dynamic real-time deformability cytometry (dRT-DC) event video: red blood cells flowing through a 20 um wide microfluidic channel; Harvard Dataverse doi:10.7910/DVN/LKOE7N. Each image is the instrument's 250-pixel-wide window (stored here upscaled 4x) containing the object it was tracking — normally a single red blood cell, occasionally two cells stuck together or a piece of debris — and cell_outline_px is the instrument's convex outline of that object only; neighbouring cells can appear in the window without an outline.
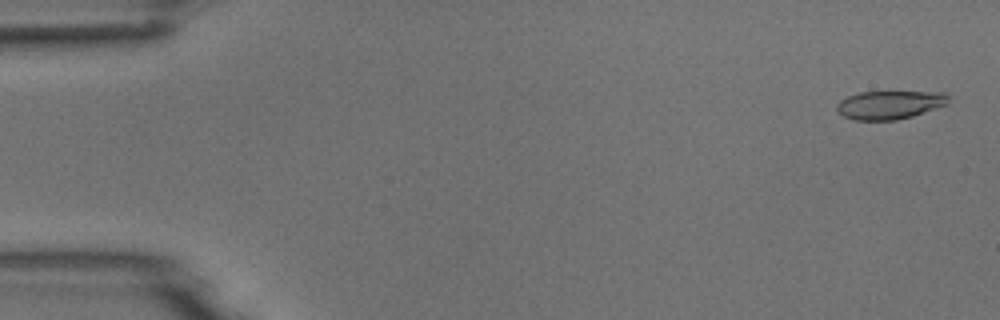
{"species": "common noctule bat (a hibernating species)", "species_latin": "Nyctalus noctula", "temperature_condition": "room temperature", "stored_images_in_passage": 5, "camera_frame_rate_fps": 3000, "um_per_image_px": 0.085, "animal": {"sex": "male", "body_mass_g": 18.8}, "frame": {"image": 1, "passage_image": 1, "time_ms": 0.0, "image_size_px": [1000, 320], "cell_outline_px": [[948, 104], [912, 116], [896, 120], [856, 120], [844, 116], [836, 108], [836, 104], [840, 100], [848, 96], [860, 92], [944, 92], [948, 96]], "centroid_in_image_um": [75.62, 8.91], "position_along_channel_um": 9.4, "area_um2": 18.32}}